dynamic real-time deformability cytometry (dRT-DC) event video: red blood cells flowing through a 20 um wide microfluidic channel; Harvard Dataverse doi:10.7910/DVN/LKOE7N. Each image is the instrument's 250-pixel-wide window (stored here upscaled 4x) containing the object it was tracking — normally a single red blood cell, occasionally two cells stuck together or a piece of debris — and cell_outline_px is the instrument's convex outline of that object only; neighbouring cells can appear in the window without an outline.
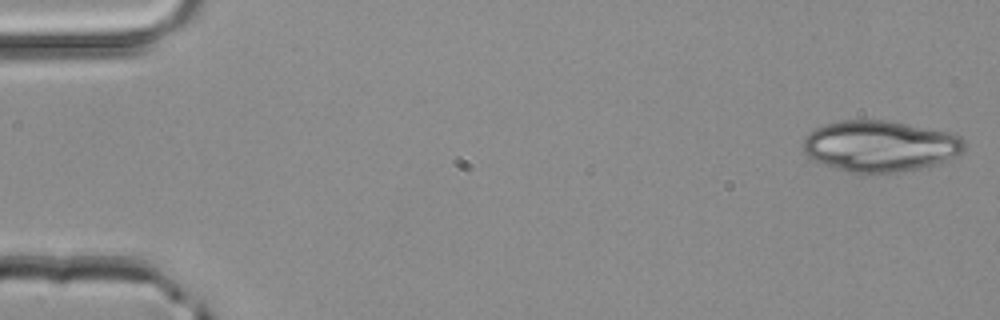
{"species": "common noctule bat (a hibernating species)", "species_latin": "Nyctalus noctula", "temperature_condition": "room temperature", "stored_images_in_passage": 17, "camera_frame_rate_fps": 3000, "um_per_image_px": 0.085, "animal": {"sex": "male", "body_mass_g": 20.4}, "frame": {"image": 1, "passage_image": 1, "time_ms": 0.0, "image_size_px": [1000, 320], "cell_outline_px": [[964, 152], [936, 164], [900, 172], [868, 176], [860, 176], [812, 160], [804, 152], [804, 136], [816, 128], [824, 124], [840, 120], [888, 120], [944, 132], [960, 136], [964, 140]], "centroid_in_image_um": [74.75, 12.45], "position_along_channel_um": 10.2, "area_um2": 48.44}}